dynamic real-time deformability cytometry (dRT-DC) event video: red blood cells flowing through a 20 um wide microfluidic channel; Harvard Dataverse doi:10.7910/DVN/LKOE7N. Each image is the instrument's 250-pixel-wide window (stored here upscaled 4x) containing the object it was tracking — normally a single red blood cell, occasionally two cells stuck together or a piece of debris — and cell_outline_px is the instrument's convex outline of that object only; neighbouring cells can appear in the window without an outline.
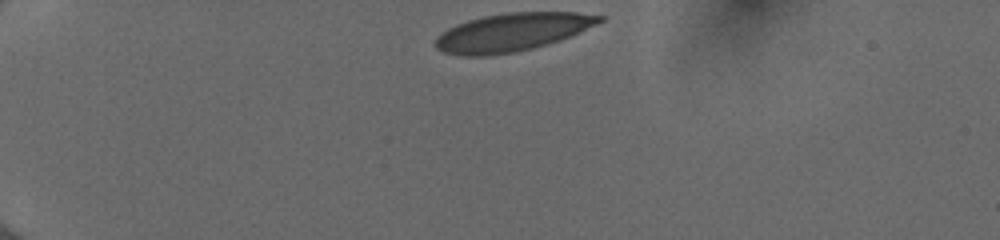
{"species": "human", "species_latin": "Homo sapiens", "temperature_condition": "cold", "stored_images_in_passage": 35, "camera_frame_rate_fps": 3000, "um_per_image_px": 0.085, "donor": {"sex": "female"}, "frame": {"image": 1, "passage_image": 1, "time_ms": 0.0, "image_size_px": [1000, 240], "cell_outline_px": [[604, 20], [596, 24], [560, 40], [548, 44], [532, 48], [512, 52], [484, 56], [464, 56], [444, 52], [436, 48], [432, 44], [436, 36], [440, 32], [456, 24], [468, 20], [484, 16], [508, 12], [576, 12], [604, 16]], "centroid_in_image_um": [43.47, 2.73], "position_along_channel_um": 41.5, "area_um2": 36.3}}
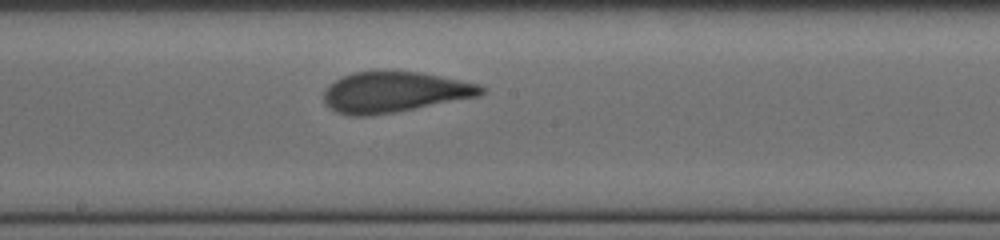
{"frame": {"image": 2, "passage_image": 19, "time_ms": 6.0, "image_size_px": [1000, 240], "cell_outline_px": [[484, 92], [480, 96], [392, 112], [368, 116], [348, 116], [336, 112], [328, 108], [324, 104], [324, 88], [328, 84], [352, 72], [420, 72], [480, 84], [484, 88]], "centroid_in_image_um": [33.47, 7.84], "position_along_channel_um": 214.7, "area_um2": 36.99}}
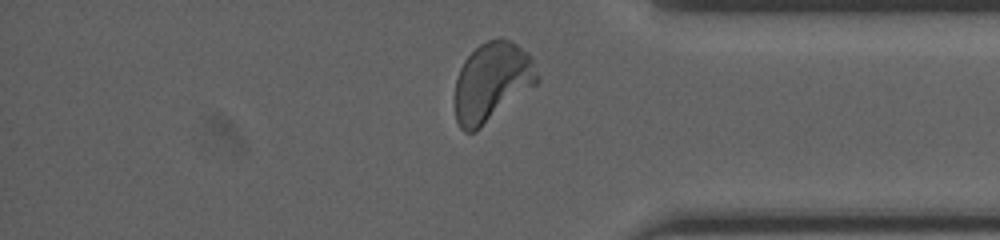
{"frame": {"image": 3, "passage_image": 33, "time_ms": 10.667, "image_size_px": [1000, 240], "cell_outline_px": [[540, 80], [536, 84], [476, 132], [464, 132], [460, 128], [456, 120], [452, 100], [456, 80], [460, 68], [464, 60], [480, 44], [496, 36], [500, 36], [516, 44], [528, 52], [532, 56]], "centroid_in_image_um": [41.78, 6.98], "position_along_channel_um": 393.4, "area_um2": 38.61}, "authors_computed_cell_mechanics": {"area_um2": 37.2232, "velocity_mm_per_s": 3.9774, "shape_relaxation_time_tau1_ms": 6.6932, "shape_relaxation_time_tau2_ms": null, "deformation_change_tau1": 0.207, "deformation_change_tau2": null}}